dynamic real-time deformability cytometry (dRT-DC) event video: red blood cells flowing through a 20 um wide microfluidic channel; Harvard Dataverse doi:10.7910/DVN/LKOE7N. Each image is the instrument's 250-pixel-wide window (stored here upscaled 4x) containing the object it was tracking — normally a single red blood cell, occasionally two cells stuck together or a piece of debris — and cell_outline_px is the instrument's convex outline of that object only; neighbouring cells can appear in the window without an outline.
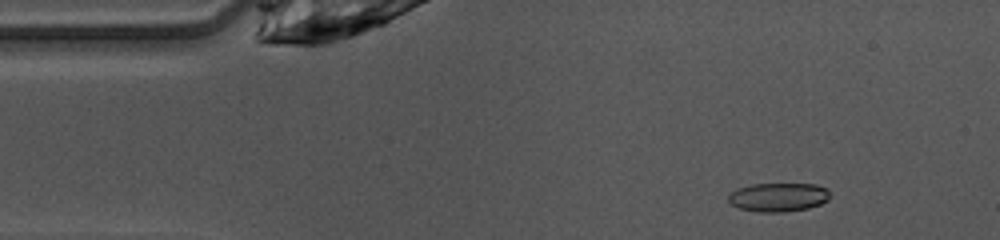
{"species": "common noctule bat (a hibernating species)", "species_latin": "Nyctalus noctula", "temperature_condition": "warm", "stored_images_in_passage": 45, "camera_frame_rate_fps": 3000, "um_per_image_px": 0.085, "animal": {"sex": "female", "body_mass_g": 10.0, "forearm_length_mm": 53.1}, "frame": {"image": 1, "passage_image": 5, "time_ms": 1.333, "image_size_px": [1000, 240], "cell_outline_px": [[828, 200], [820, 204], [808, 208], [784, 212], [760, 212], [740, 208], [732, 204], [728, 200], [728, 196], [736, 188], [752, 184], [816, 184], [828, 188]], "centroid_in_image_um": [66.16, 16.75], "position_along_channel_um": 18.8, "area_um2": 16.99}}
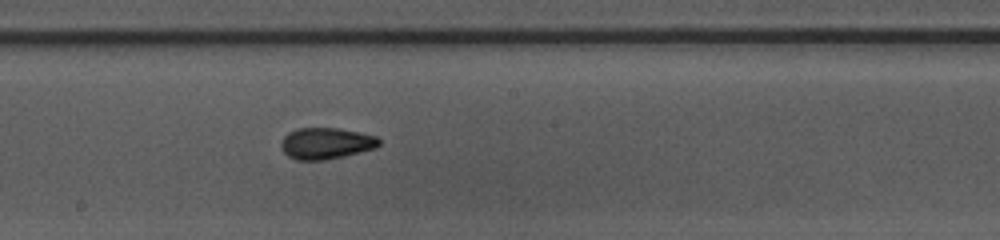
{"frame": {"image": 2, "passage_image": 24, "time_ms": 7.667, "image_size_px": [1000, 240], "cell_outline_px": [[380, 144], [376, 148], [344, 156], [324, 160], [296, 160], [288, 156], [284, 152], [280, 144], [284, 136], [288, 132], [296, 128], [336, 128], [360, 132], [376, 136], [380, 140]], "centroid_in_image_um": [27.71, 12.18], "position_along_channel_um": 220.5, "area_um2": 17.98}}
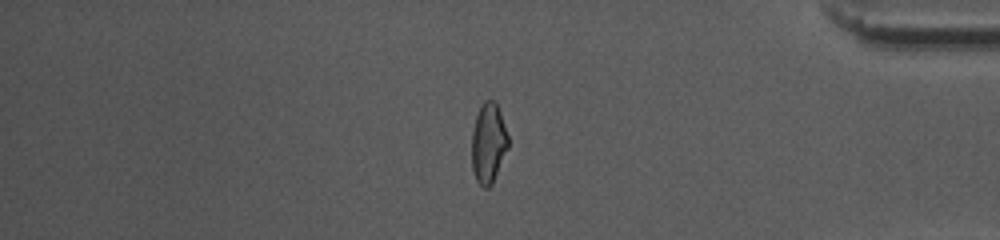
{"frame": {"image": 3, "passage_image": 39, "time_ms": 12.667, "image_size_px": [1000, 240], "cell_outline_px": [[508, 148], [492, 184], [488, 188], [484, 188], [476, 180], [472, 168], [472, 132], [476, 116], [480, 104], [484, 100], [492, 100], [496, 104], [500, 112], [508, 136]], "centroid_in_image_um": [41.5, 12.17], "position_along_channel_um": 393.7, "area_um2": 16.94}, "authors_computed_cell_mechanics": {"area_um2": 17.5712, "velocity_mm_per_s": 4.1196, "shape_relaxation_time_tau1_ms": null, "shape_relaxation_time_tau2_ms": 1.4706, "deformation_change_tau1": null, "deformation_change_tau2": 0.0759}}